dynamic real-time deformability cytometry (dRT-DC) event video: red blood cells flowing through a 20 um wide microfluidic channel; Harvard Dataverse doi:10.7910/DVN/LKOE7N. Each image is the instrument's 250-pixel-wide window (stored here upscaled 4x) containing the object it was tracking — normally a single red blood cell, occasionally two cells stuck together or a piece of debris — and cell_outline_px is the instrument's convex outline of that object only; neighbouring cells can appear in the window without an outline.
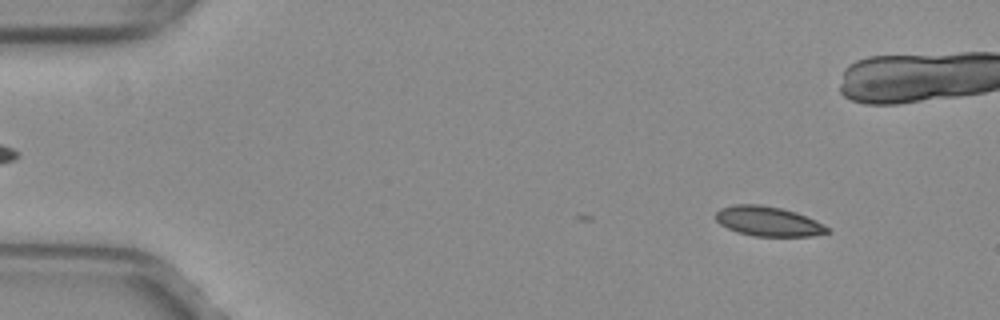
{"species": "common noctule bat (a hibernating species)", "species_latin": "Nyctalus noctula", "temperature_condition": "warm", "stored_images_in_passage": 7, "camera_frame_rate_fps": 3000, "um_per_image_px": 0.085, "animal": {"sex": "female", "body_mass_g": 29.2, "forearm_length_mm": 56.3}, "frame": {"image": 1, "passage_image": 7, "time_ms": 2.0, "image_size_px": [1000, 320], "cell_outline_px": [[832, 228], [828, 232], [812, 236], [756, 236], [736, 232], [720, 224], [716, 220], [716, 212], [720, 208], [732, 204], [760, 204], [780, 208], [796, 212], [816, 220]], "centroid_in_image_um": [65.3, 18.81], "position_along_channel_um": 19.7, "area_um2": 19.42}}